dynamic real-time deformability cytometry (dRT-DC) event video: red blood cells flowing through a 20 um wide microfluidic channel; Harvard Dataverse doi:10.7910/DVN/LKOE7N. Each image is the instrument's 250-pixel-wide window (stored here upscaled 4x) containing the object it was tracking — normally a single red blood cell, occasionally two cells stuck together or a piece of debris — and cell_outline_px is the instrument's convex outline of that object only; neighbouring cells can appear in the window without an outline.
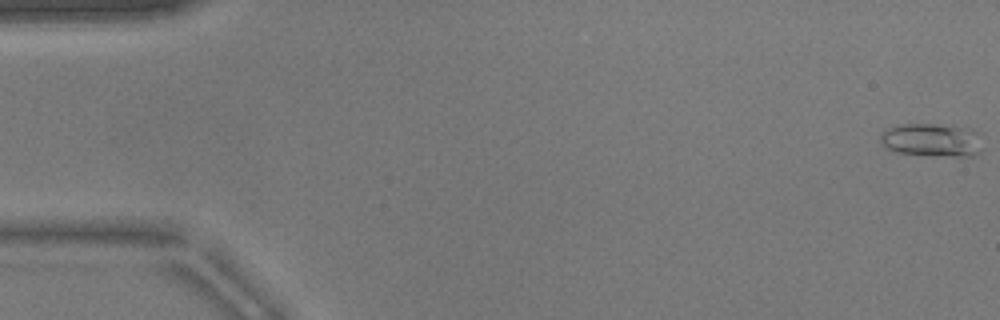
{"species": "common noctule bat (a hibernating species)", "species_latin": "Nyctalus noctula", "temperature_condition": "warm", "stored_images_in_passage": 44, "camera_frame_rate_fps": 3000, "um_per_image_px": 0.085, "animal": {"sex": "male", "body_mass_g": 17.9}, "frame": {"image": 1, "passage_image": 1, "time_ms": 0.0, "image_size_px": [1000, 320], "cell_outline_px": [[980, 152], [972, 156], [952, 156], [896, 152], [884, 148], [880, 140], [880, 132], [896, 124], [932, 124], [964, 128], [972, 132]], "centroid_in_image_um": [79.02, 11.9], "position_along_channel_um": 6.0, "area_um2": 19.02}}
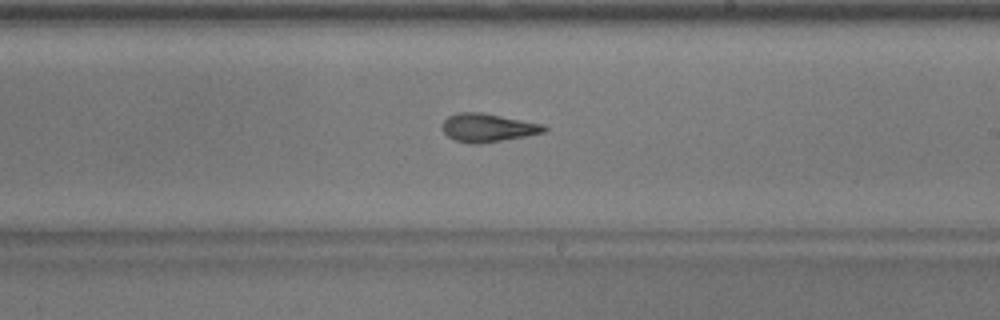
{"frame": {"image": 2, "passage_image": 31, "time_ms": 10.0, "image_size_px": [1000, 320], "cell_outline_px": [[548, 128], [544, 132], [528, 136], [476, 144], [472, 144], [456, 140], [448, 136], [444, 132], [440, 124], [448, 116], [460, 112], [480, 112], [544, 124]], "centroid_in_image_um": [41.46, 10.85], "position_along_channel_um": 247.5, "area_um2": 16.76}}
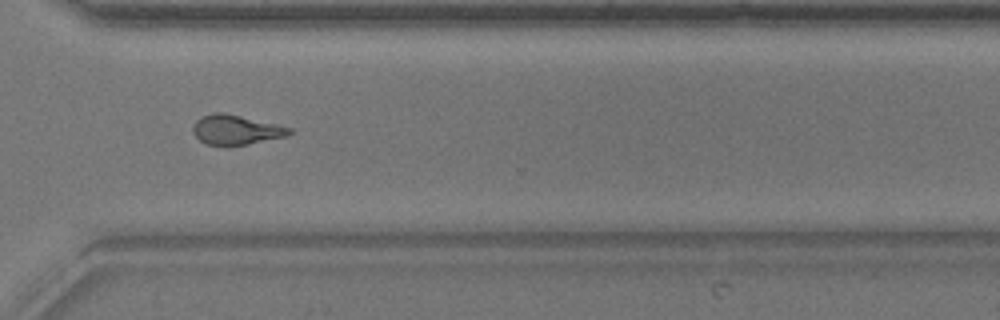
{"frame": {"image": 3, "passage_image": 39, "time_ms": 12.667, "image_size_px": [1000, 320], "cell_outline_px": [[292, 132], [284, 136], [224, 148], [208, 144], [200, 140], [192, 132], [192, 128], [196, 120], [200, 116], [212, 112], [220, 112], [240, 116], [292, 128]], "centroid_in_image_um": [19.96, 11.04], "position_along_channel_um": 350.6, "area_um2": 16.59}}